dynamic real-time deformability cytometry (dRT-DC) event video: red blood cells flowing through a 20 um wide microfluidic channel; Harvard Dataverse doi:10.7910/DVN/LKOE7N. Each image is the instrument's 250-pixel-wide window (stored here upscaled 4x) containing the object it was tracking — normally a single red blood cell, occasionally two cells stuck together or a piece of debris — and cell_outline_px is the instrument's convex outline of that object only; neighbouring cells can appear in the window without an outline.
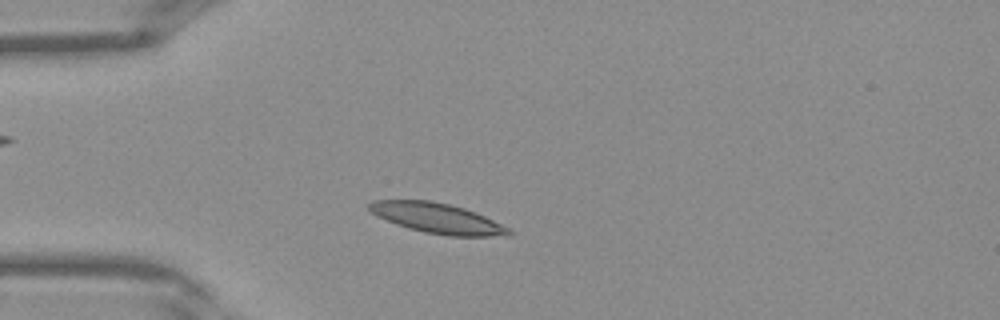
{"species": "Egyptian fruit bat (a non-hibernating species)", "species_latin": "Rousettus aegyptiacus", "temperature_condition": "warm", "stored_images_in_passage": 36, "camera_frame_rate_fps": 3000, "um_per_image_px": 0.085, "frame": {"image": 1, "passage_image": 6, "time_ms": 1.667, "image_size_px": [1000, 320], "cell_outline_px": [[512, 236], [448, 236], [424, 232], [408, 228], [396, 224], [376, 216], [364, 204], [372, 200], [428, 200], [448, 204], [464, 208], [476, 212], [508, 228], [512, 232]], "centroid_in_image_um": [37.13, 18.55], "position_along_channel_um": 47.9, "area_um2": 24.57}}
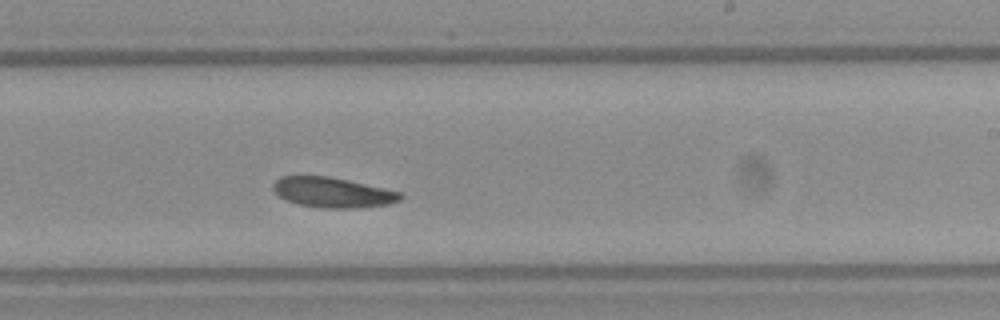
{"frame": {"image": 2, "passage_image": 20, "time_ms": 6.333, "image_size_px": [1000, 320], "cell_outline_px": [[404, 196], [400, 200], [388, 204], [360, 208], [324, 208], [296, 204], [284, 200], [272, 188], [272, 184], [280, 176], [328, 176], [348, 180], [384, 188], [400, 192]], "centroid_in_image_um": [28.26, 16.36], "position_along_channel_um": 260.7, "area_um2": 22.43}}
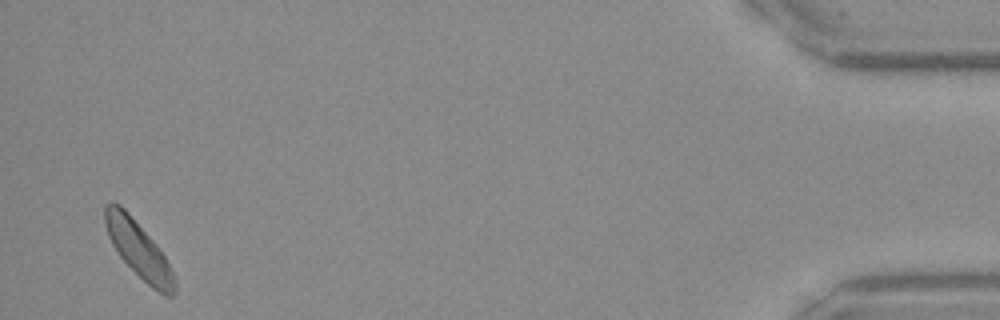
{"frame": {"image": 3, "passage_image": 35, "time_ms": 11.333, "image_size_px": [1000, 320], "cell_outline_px": [[176, 292], [172, 296], [164, 296], [152, 288], [120, 256], [112, 244], [108, 236], [104, 224], [104, 204], [112, 200], [120, 204], [128, 212], [156, 244], [164, 256], [176, 280]], "centroid_in_image_um": [11.76, 21.18], "position_along_channel_um": 423.4, "area_um2": 22.66}}